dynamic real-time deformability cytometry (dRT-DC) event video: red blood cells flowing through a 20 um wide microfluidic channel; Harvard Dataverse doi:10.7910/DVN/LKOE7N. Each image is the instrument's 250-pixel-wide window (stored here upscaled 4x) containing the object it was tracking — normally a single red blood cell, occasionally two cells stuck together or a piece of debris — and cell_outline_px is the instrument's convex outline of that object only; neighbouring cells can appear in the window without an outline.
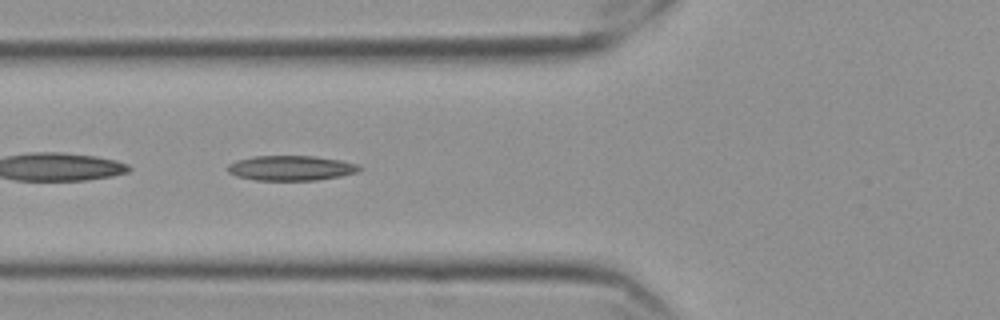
{"species": "Egyptian fruit bat (a non-hibernating species)", "species_latin": "Rousettus aegyptiacus", "temperature_condition": "cold", "stored_images_in_passage": 56, "camera_frame_rate_fps": 3000, "um_per_image_px": 0.085, "frame": {"image": 1, "passage_image": 21, "time_ms": 6.667, "image_size_px": [1000, 320], "cell_outline_px": [[360, 168], [356, 172], [340, 176], [316, 180], [256, 180], [236, 176], [228, 172], [228, 164], [236, 160], [252, 156], [312, 156], [340, 160], [356, 164]], "centroid_in_image_um": [24.67, 14.28], "position_along_channel_um": 101.1, "area_um2": 18.96}}
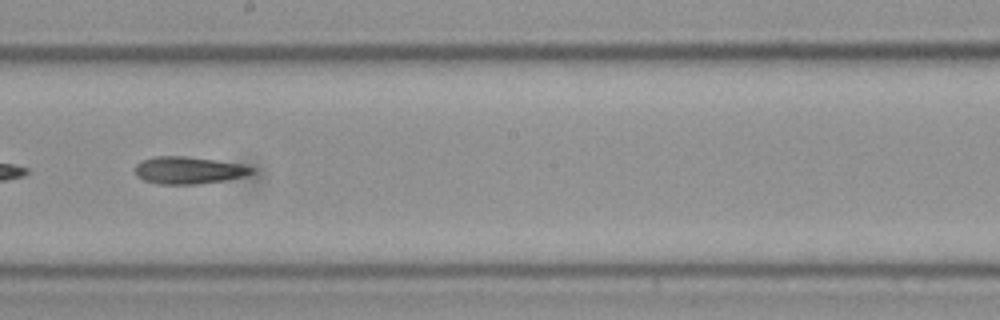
{"frame": {"image": 2, "passage_image": 32, "time_ms": 10.333, "image_size_px": [1000, 320], "cell_outline_px": [[256, 172], [244, 176], [224, 180], [200, 184], [160, 184], [144, 180], [136, 176], [136, 164], [152, 156], [188, 156], [244, 164], [256, 168]], "centroid_in_image_um": [16.08, 14.46], "position_along_channel_um": 232.1, "area_um2": 18.67}}
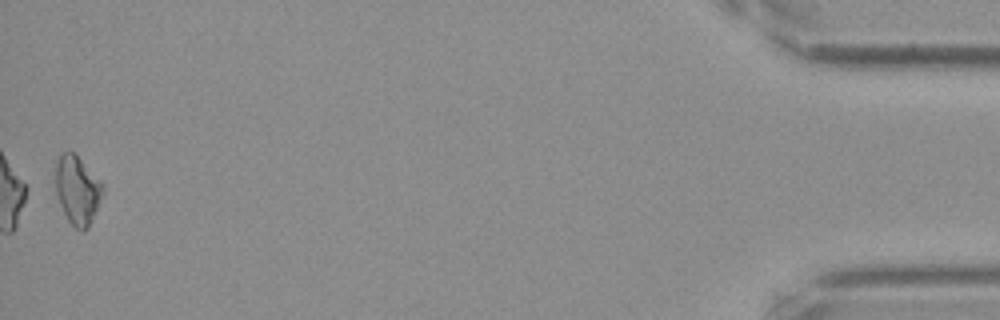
{"frame": {"image": 3, "passage_image": 56, "time_ms": 18.333, "image_size_px": [1000, 320], "cell_outline_px": [[104, 192], [88, 228], [84, 232], [76, 228], [68, 220], [56, 196], [56, 164], [60, 156], [64, 152], [72, 152], [80, 160], [104, 188]], "centroid_in_image_um": [6.56, 16.21], "position_along_channel_um": 428.6, "area_um2": 18.15}}